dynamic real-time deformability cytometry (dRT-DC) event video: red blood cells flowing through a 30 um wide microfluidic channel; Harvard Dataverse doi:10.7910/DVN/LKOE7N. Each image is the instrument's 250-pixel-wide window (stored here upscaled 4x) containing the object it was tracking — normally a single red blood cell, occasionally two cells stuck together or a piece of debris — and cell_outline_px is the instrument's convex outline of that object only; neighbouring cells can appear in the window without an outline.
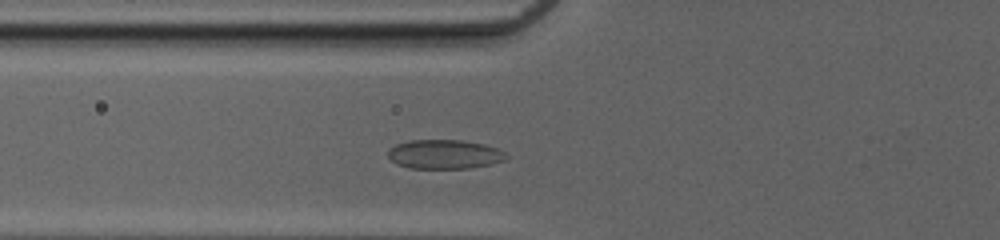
{"species": "common noctule bat (a hibernating species)", "species_latin": "Nyctalus noctula", "temperature_condition": "cold", "stored_images_in_passage": 39, "camera_frame_rate_fps": 3000, "um_per_image_px": 0.085, "animal": {"sex": "female", "body_mass_g": 20.0, "forearm_length_mm": 54.0}, "frame": {"image": 1, "passage_image": 9, "time_ms": 2.667, "image_size_px": [1000, 240], "cell_outline_px": [[508, 156], [504, 160], [492, 164], [468, 168], [408, 168], [396, 164], [388, 156], [388, 152], [396, 144], [408, 140], [460, 140], [484, 144], [496, 148], [504, 152]], "centroid_in_image_um": [37.77, 13.11], "position_along_channel_um": 88.0, "area_um2": 20.0}}
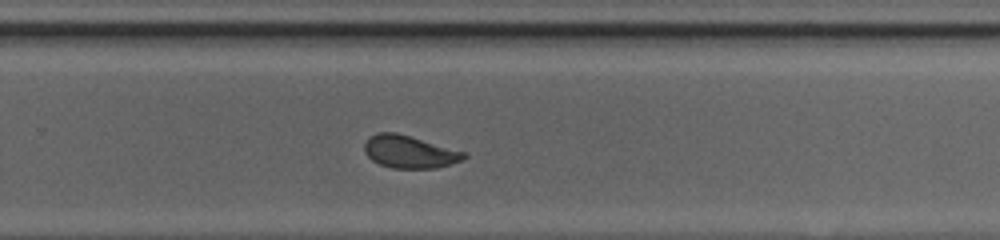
{"frame": {"image": 2, "passage_image": 24, "time_ms": 7.667, "image_size_px": [1000, 240], "cell_outline_px": [[468, 156], [460, 160], [436, 168], [392, 168], [380, 164], [372, 160], [364, 152], [364, 144], [368, 136], [376, 132], [396, 132], [468, 152]], "centroid_in_image_um": [34.79, 12.88], "position_along_channel_um": 295.0, "area_um2": 19.02}}
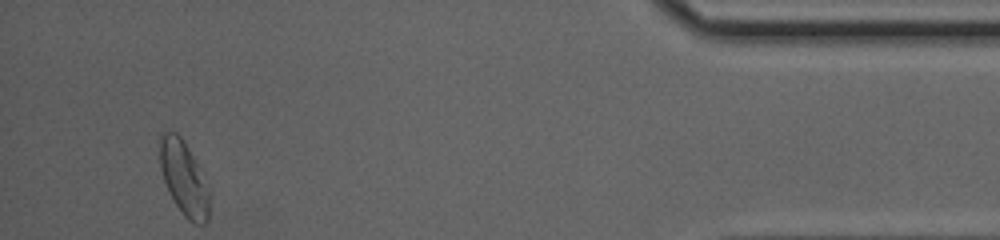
{"frame": {"image": 3, "passage_image": 37, "time_ms": 12.0, "image_size_px": [1000, 240], "cell_outline_px": [[208, 220], [204, 224], [196, 224], [188, 220], [184, 216], [176, 204], [164, 180], [160, 168], [160, 132], [176, 132], [180, 136], [188, 148], [196, 164], [208, 192]], "centroid_in_image_um": [15.59, 15.15], "position_along_channel_um": 419.6, "area_um2": 20.52}, "authors_computed_cell_mechanics": {"area_um2": 19.2474, "velocity_mm_per_s": 4.1405, "shape_relaxation_time_tau1_ms": 4.8748, "shape_relaxation_time_tau2_ms": 0.8134, "deformation_change_tau1": 0.1113, "deformation_change_tau2": 0.0453}}